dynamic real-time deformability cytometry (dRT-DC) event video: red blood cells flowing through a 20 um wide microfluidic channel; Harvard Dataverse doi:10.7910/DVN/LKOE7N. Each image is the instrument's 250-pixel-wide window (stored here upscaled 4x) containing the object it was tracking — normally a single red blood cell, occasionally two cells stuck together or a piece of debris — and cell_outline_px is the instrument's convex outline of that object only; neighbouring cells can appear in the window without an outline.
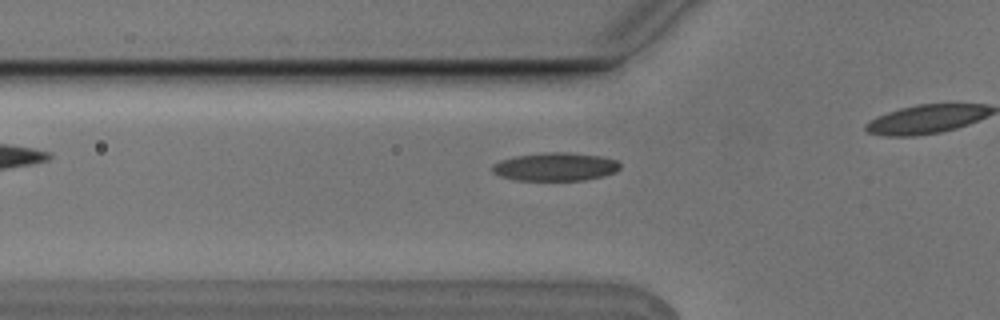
{"species": "Egyptian fruit bat (a non-hibernating species)", "species_latin": "Rousettus aegyptiacus", "temperature_condition": "cold", "stored_images_in_passage": 6, "camera_frame_rate_fps": 3000, "um_per_image_px": 0.085, "animal": {"sex": "male"}, "frame": {"image": 1, "passage_image": 5, "time_ms": 1.333, "image_size_px": [1000, 320], "cell_outline_px": [[620, 168], [616, 172], [604, 176], [584, 180], [516, 180], [500, 176], [492, 172], [492, 164], [500, 160], [516, 156], [548, 152], [568, 152], [600, 156], [616, 160], [620, 164]], "centroid_in_image_um": [47.21, 14.17], "position_along_channel_um": 78.6, "area_um2": 21.04}}